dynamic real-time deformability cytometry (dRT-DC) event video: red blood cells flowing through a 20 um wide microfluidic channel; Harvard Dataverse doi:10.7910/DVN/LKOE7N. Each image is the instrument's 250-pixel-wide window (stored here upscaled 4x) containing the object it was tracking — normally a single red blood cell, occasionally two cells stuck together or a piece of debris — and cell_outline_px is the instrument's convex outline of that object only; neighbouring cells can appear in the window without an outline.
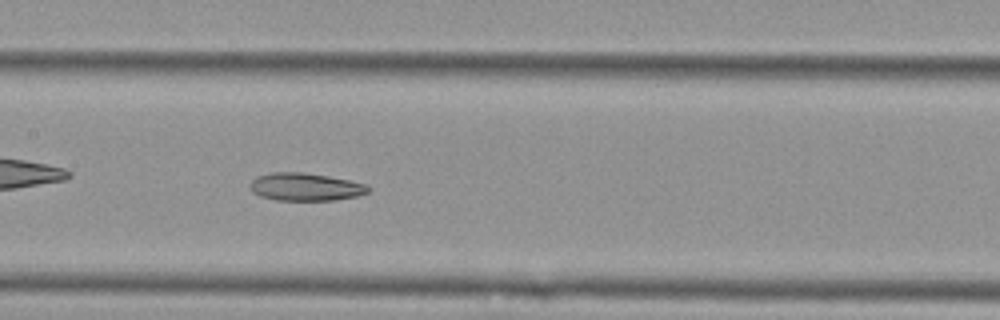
{"species": "Egyptian fruit bat (a non-hibernating species)", "species_latin": "Rousettus aegyptiacus", "temperature_condition": "cold", "stored_images_in_passage": 40, "camera_frame_rate_fps": 3000, "um_per_image_px": 0.085, "animal": {"sex": "female"}, "frame": {"image": 1, "passage_image": 12, "time_ms": 3.667, "image_size_px": [1000, 320], "cell_outline_px": [[368, 192], [356, 196], [332, 200], [276, 200], [260, 196], [252, 192], [248, 184], [256, 176], [272, 172], [300, 172], [328, 176], [348, 180], [364, 184], [368, 188]], "centroid_in_image_um": [25.88, 15.88], "position_along_channel_um": 181.5, "area_um2": 18.96}, "authors_computed_cell_mechanics": {"area_um2": 19.9121, "velocity_mm_per_s": 3.6284, "shape_relaxation_time_tau1_ms": null, "shape_relaxation_time_tau2_ms": 8.8866, "deformation_change_tau1": null, "deformation_change_tau2": 0.1937}}